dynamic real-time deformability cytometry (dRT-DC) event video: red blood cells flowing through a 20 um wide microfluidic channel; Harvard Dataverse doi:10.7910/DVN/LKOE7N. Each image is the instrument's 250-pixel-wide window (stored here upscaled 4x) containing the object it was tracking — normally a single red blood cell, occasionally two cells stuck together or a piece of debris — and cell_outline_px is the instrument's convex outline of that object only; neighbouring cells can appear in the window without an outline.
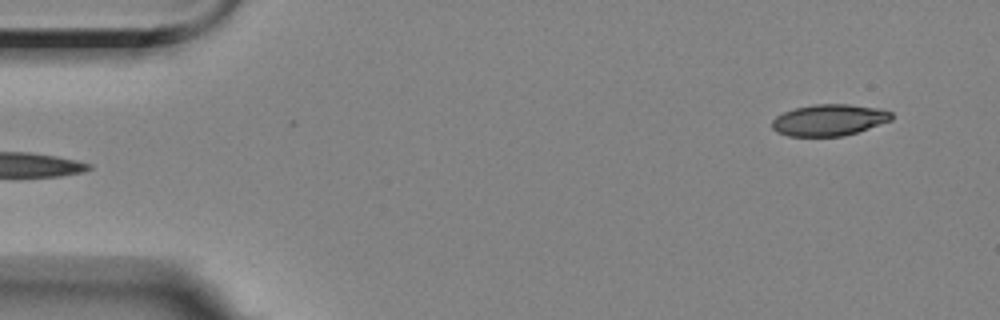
{"species": "Egyptian fruit bat (a non-hibernating species)", "species_latin": "Rousettus aegyptiacus", "temperature_condition": "room temperature", "stored_images_in_passage": 4, "segment_of_instrument_passage": [2, 2], "camera_frame_rate_fps": 3000, "um_per_image_px": 0.085, "animal": {"sex": "female"}, "frame": {"image": 1, "passage_image": 4, "time_ms": 3.333, "image_size_px": [1000, 320], "cell_outline_px": [[892, 120], [844, 136], [788, 136], [776, 132], [772, 128], [772, 120], [776, 116], [784, 112], [796, 108], [816, 104], [848, 104], [880, 108], [892, 112]], "centroid_in_image_um": [70.47, 10.2], "position_along_channel_um": 14.5, "area_um2": 21.85}}